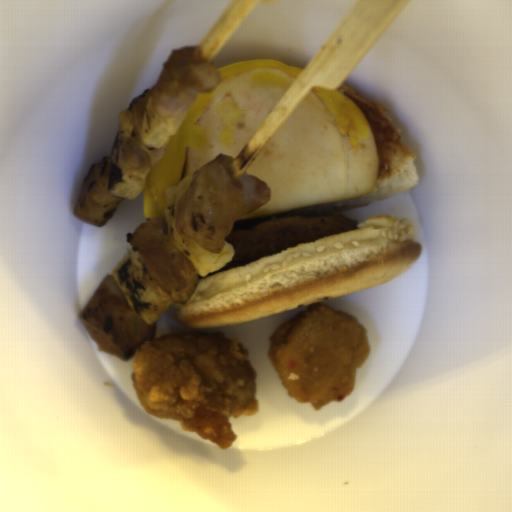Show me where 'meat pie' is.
Instances as JSON below:
<instances>
[{
	"instance_id": "meat-pie-1",
	"label": "meat pie",
	"mask_w": 512,
	"mask_h": 512,
	"mask_svg": "<svg viewBox=\"0 0 512 512\" xmlns=\"http://www.w3.org/2000/svg\"><path fill=\"white\" fill-rule=\"evenodd\" d=\"M359 225L345 215L308 214L272 219L249 228H233L224 239L233 246L232 259L207 276L243 267L300 244L358 230ZM207 276L199 274L198 279Z\"/></svg>"
}]
</instances>
